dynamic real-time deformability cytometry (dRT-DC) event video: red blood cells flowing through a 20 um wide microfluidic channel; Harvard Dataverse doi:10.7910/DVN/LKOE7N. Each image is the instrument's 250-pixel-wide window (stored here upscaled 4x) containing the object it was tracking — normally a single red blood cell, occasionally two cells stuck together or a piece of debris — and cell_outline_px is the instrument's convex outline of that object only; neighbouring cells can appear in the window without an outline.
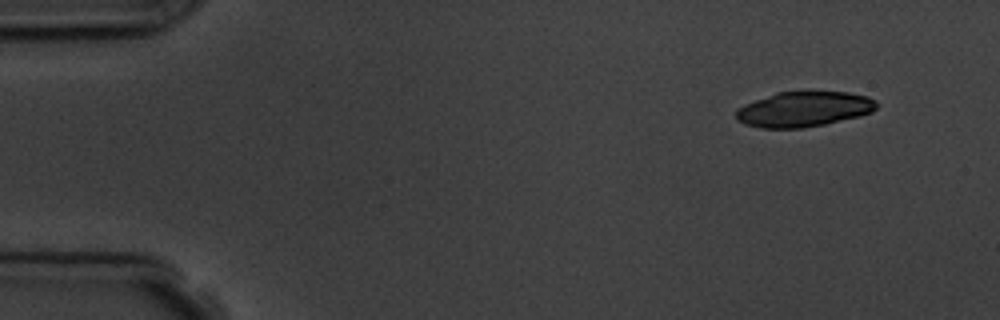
{"species": "common noctule bat (a hibernating species)", "species_latin": "Nyctalus noctula", "temperature_condition": "room temperature", "stored_images_in_passage": 4, "camera_frame_rate_fps": 3000, "um_per_image_px": 0.085, "animal": {"sex": "male", "body_mass_g": 19.5, "forearm_length_mm": 54.6}, "frame": {"image": 1, "passage_image": 1, "time_ms": 0.0, "image_size_px": [1000, 320], "cell_outline_px": [[876, 108], [872, 112], [860, 116], [824, 124], [800, 128], [760, 128], [744, 124], [736, 120], [736, 112], [744, 104], [776, 92], [808, 88], [848, 92], [868, 96], [876, 100]], "centroid_in_image_um": [68.34, 9.23], "position_along_channel_um": 16.7, "area_um2": 29.77}}